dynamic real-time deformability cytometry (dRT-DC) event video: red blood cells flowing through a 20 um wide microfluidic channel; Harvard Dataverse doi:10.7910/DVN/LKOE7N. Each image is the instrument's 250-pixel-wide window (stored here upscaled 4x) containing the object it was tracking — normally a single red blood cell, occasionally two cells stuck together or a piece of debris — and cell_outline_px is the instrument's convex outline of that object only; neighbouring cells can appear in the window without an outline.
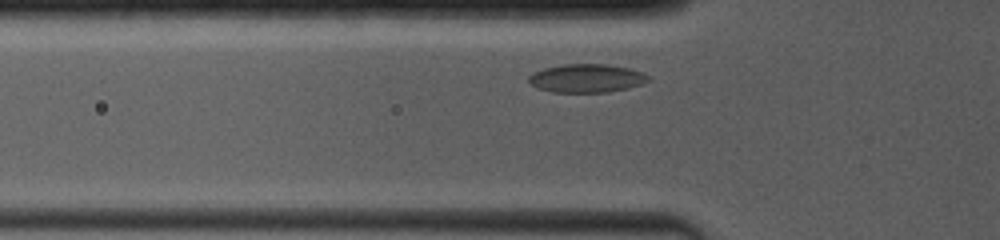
{"species": "common noctule bat (a hibernating species)", "species_latin": "Nyctalus noctula", "temperature_condition": "room temperature", "stored_images_in_passage": 24, "camera_frame_rate_fps": 4000, "um_per_image_px": 0.085, "animal": {"sex": "female", "body_mass_g": 19.0, "forearm_length_mm": 53.3}, "frame": {"image": 1, "passage_image": 2, "time_ms": 0.25, "image_size_px": [1000, 240], "cell_outline_px": [[652, 80], [628, 88], [608, 92], [552, 92], [536, 88], [528, 80], [528, 76], [544, 68], [564, 64], [608, 64], [628, 68], [640, 72], [648, 76]], "centroid_in_image_um": [49.86, 6.65], "position_along_channel_um": 75.9, "area_um2": 19.71}}
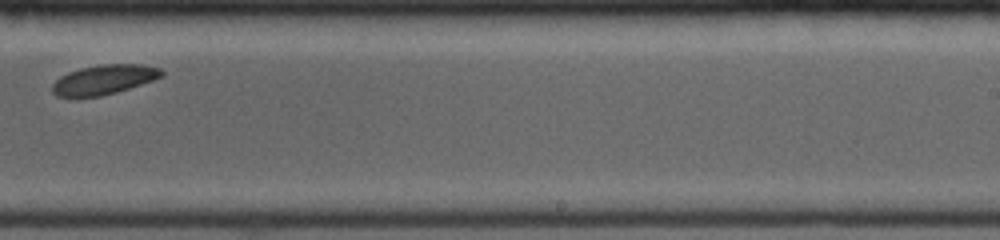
{"frame": {"image": 2, "passage_image": 15, "time_ms": 5.5, "image_size_px": [1000, 240], "cell_outline_px": [[164, 76], [116, 92], [100, 96], [56, 96], [52, 92], [52, 84], [60, 76], [68, 72], [80, 68], [100, 64], [144, 64], [160, 68], [164, 72]], "centroid_in_image_um": [8.84, 6.75], "position_along_channel_um": 280.2, "area_um2": 18.73}}
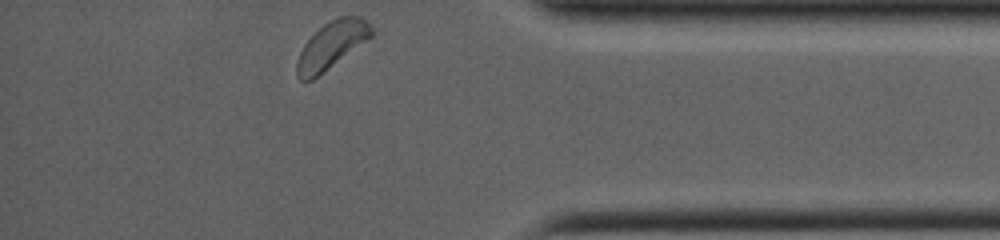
{"frame": {"image": 3, "passage_image": 24, "time_ms": 9.0, "image_size_px": [1000, 240], "cell_outline_px": [[372, 36], [312, 80], [300, 80], [296, 76], [296, 64], [300, 52], [304, 44], [324, 24], [336, 16], [360, 16], [372, 28]], "centroid_in_image_um": [28.16, 3.84], "position_along_channel_um": 407.0, "area_um2": 19.94}}